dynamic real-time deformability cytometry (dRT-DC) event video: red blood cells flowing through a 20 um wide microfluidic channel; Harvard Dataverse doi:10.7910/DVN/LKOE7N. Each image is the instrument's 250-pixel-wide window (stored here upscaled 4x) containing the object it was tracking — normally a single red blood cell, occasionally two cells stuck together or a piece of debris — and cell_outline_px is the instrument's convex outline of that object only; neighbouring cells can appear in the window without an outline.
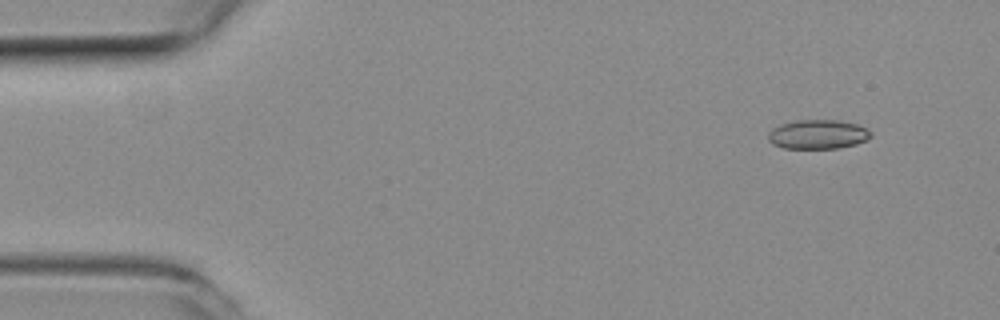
{"species": "common noctule bat (a hibernating species)", "species_latin": "Nyctalus noctula", "temperature_condition": "room temperature", "stored_images_in_passage": 48, "camera_frame_rate_fps": 3000, "um_per_image_px": 0.085, "animal": {"sex": "female", "body_mass_g": 19.3, "forearm_length_mm": 54.1}, "frame": {"image": 1, "passage_image": 1, "time_ms": 0.0, "image_size_px": [1000, 320], "cell_outline_px": [[872, 136], [856, 144], [840, 148], [784, 148], [772, 144], [768, 140], [768, 132], [772, 128], [780, 124], [796, 120], [840, 120], [856, 124], [872, 132]], "centroid_in_image_um": [69.49, 11.42], "position_along_channel_um": 15.5, "area_um2": 17.51}}
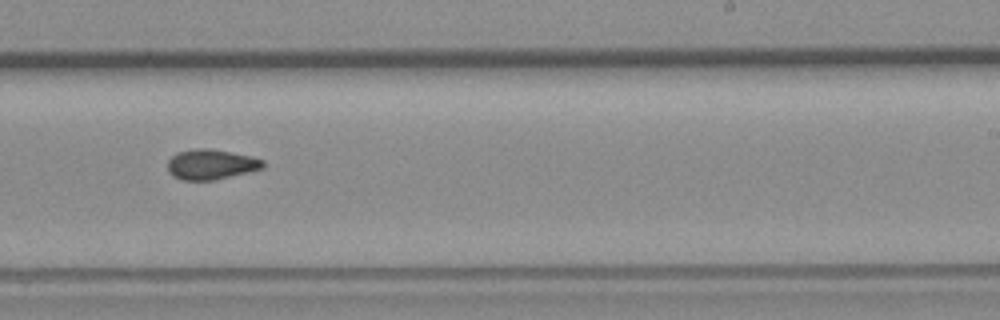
{"frame": {"image": 2, "passage_image": 28, "time_ms": 9.0, "image_size_px": [1000, 320], "cell_outline_px": [[264, 168], [248, 172], [212, 180], [180, 180], [172, 176], [168, 172], [168, 160], [172, 156], [180, 152], [200, 148], [208, 148], [232, 152], [252, 156], [264, 160]], "centroid_in_image_um": [17.94, 13.98], "position_along_channel_um": 271.1, "area_um2": 16.7}}
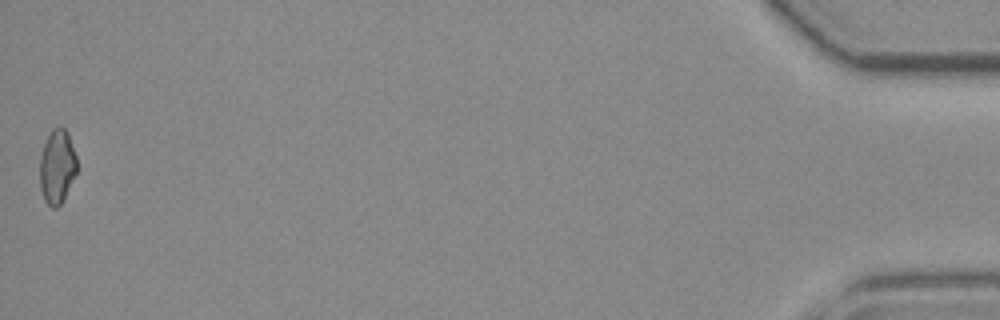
{"frame": {"image": 3, "passage_image": 48, "time_ms": 15.667, "image_size_px": [1000, 320], "cell_outline_px": [[76, 172], [64, 200], [56, 208], [52, 208], [44, 200], [40, 188], [40, 156], [44, 144], [52, 128], [64, 128], [68, 132], [76, 156]], "centroid_in_image_um": [4.85, 14.18], "position_along_channel_um": 430.4, "area_um2": 15.95}, "authors_computed_cell_mechanics": {"area_um2": 16.6175, "velocity_mm_per_s": 3.9634, "shape_relaxation_time_tau1_ms": null, "shape_relaxation_time_tau2_ms": 2.7463, "deformation_change_tau1": null, "deformation_change_tau2": 0.0897}}